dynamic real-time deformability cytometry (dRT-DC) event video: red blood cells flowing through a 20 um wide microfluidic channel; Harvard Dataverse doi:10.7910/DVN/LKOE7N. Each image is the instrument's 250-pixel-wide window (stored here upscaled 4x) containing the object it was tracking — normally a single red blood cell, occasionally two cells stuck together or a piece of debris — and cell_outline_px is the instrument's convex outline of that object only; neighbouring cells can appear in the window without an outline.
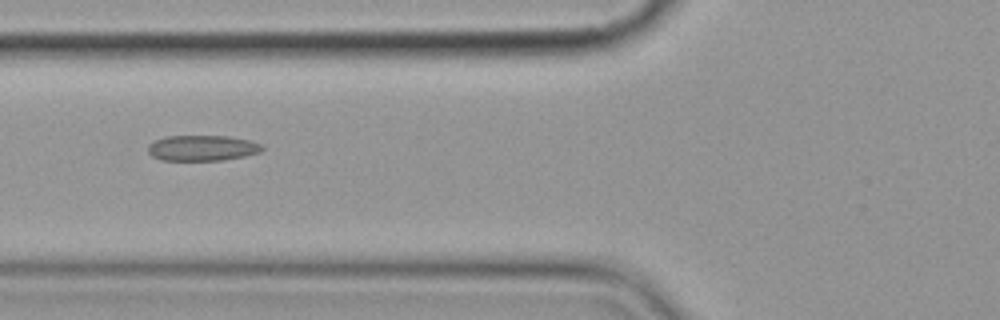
{"species": "common noctule bat (a hibernating species)", "species_latin": "Nyctalus noctula", "temperature_condition": "cold", "stored_images_in_passage": 8, "camera_frame_rate_fps": 3000, "um_per_image_px": 0.085, "animal": {"sex": "female", "body_mass_g": 19.9}, "frame": {"image": 1, "passage_image": 4, "time_ms": 3.667, "image_size_px": [1000, 320], "cell_outline_px": [[264, 148], [260, 152], [244, 156], [224, 160], [160, 160], [152, 156], [148, 152], [148, 144], [164, 136], [228, 136], [252, 140], [260, 144]], "centroid_in_image_um": [17.19, 12.58], "position_along_channel_um": 108.6, "area_um2": 17.11}}
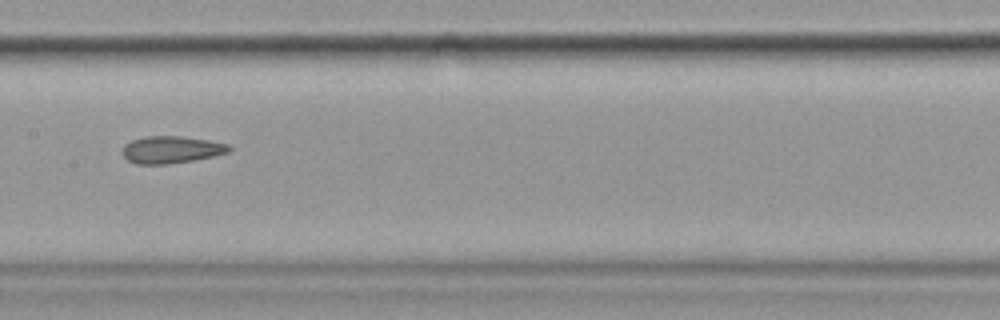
{"frame": {"image": 2, "passage_image": 6, "time_ms": 6.0, "image_size_px": [1000, 320], "cell_outline_px": [[232, 148], [228, 152], [212, 156], [192, 160], [168, 164], [136, 164], [128, 160], [124, 156], [124, 144], [132, 140], [144, 136], [180, 136], [208, 140], [228, 144]], "centroid_in_image_um": [14.55, 12.71], "position_along_channel_um": 192.8, "area_um2": 16.7}}
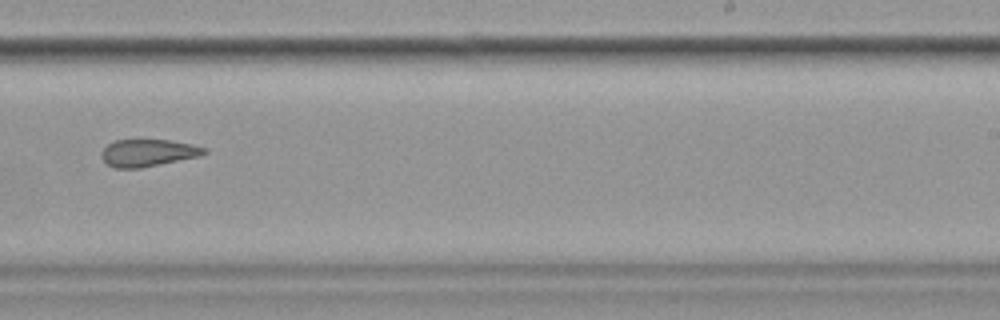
{"frame": {"image": 3, "passage_image": 8, "time_ms": 8.333, "image_size_px": [1000, 320], "cell_outline_px": [[208, 152], [200, 156], [140, 168], [116, 168], [108, 164], [100, 156], [100, 152], [108, 144], [116, 140], [168, 140], [192, 144], [208, 148]], "centroid_in_image_um": [12.6, 12.99], "position_along_channel_um": 276.4, "area_um2": 16.24}}